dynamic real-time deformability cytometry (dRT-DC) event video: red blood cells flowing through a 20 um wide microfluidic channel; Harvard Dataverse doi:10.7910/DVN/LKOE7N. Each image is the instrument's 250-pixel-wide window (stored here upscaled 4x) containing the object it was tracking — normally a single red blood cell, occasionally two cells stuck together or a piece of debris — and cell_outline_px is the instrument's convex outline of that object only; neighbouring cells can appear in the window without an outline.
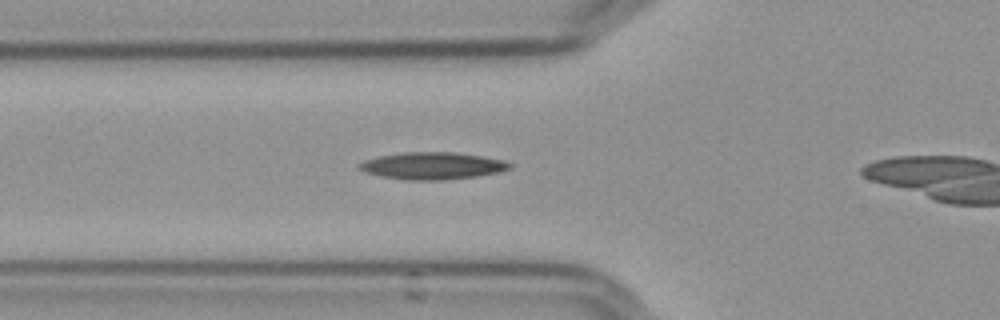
{"species": "Egyptian fruit bat (a non-hibernating species)", "species_latin": "Rousettus aegyptiacus", "temperature_condition": "cold", "stored_images_in_passage": 37, "camera_frame_rate_fps": 3000, "um_per_image_px": 0.085, "frame": {"image": 1, "passage_image": 11, "time_ms": 3.333, "image_size_px": [1000, 320], "cell_outline_px": [[512, 168], [500, 172], [476, 176], [440, 180], [404, 180], [380, 176], [364, 172], [356, 168], [356, 164], [364, 160], [380, 156], [404, 152], [456, 152], [504, 160], [512, 164]], "centroid_in_image_um": [36.72, 14.09], "position_along_channel_um": 89.1, "area_um2": 23.93}}
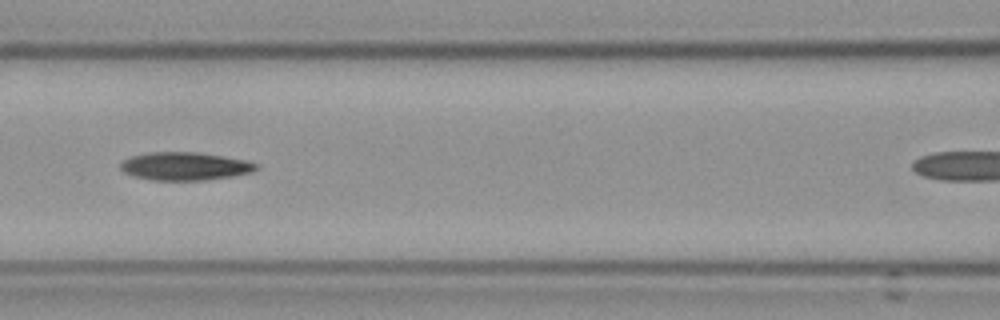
{"frame": {"image": 2, "passage_image": 16, "time_ms": 5.0, "image_size_px": [1000, 320], "cell_outline_px": [[260, 168], [252, 172], [232, 176], [204, 180], [152, 180], [136, 176], [124, 172], [120, 168], [120, 164], [124, 160], [132, 156], [152, 152], [192, 152], [220, 156], [244, 160], [260, 164]], "centroid_in_image_um": [15.74, 14.13], "position_along_channel_um": 150.9, "area_um2": 21.91}}